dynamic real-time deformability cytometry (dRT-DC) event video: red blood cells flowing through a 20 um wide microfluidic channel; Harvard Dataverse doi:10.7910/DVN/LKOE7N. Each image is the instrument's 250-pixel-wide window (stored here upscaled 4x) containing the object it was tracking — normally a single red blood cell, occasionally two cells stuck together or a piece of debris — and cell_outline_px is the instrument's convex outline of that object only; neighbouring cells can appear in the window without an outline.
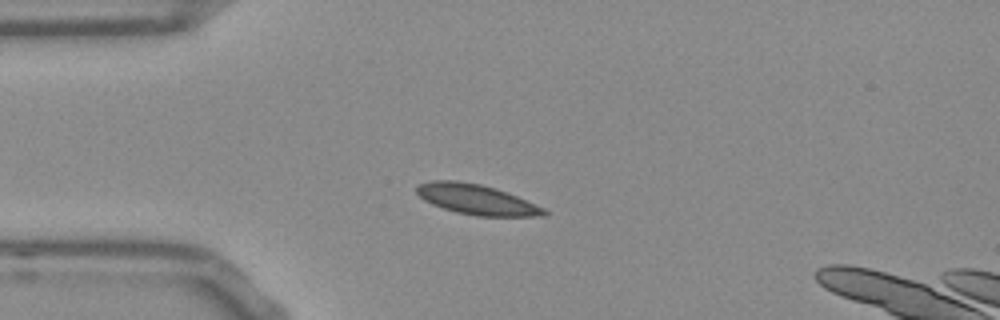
{"species": "Egyptian fruit bat (a non-hibernating species)", "species_latin": "Rousettus aegyptiacus", "temperature_condition": "room temperature", "stored_images_in_passage": 43, "camera_frame_rate_fps": 3000, "um_per_image_px": 0.085, "frame": {"image": 1, "passage_image": 1, "time_ms": 0.0, "image_size_px": [1000, 320], "cell_outline_px": [[548, 216], [476, 216], [456, 212], [432, 204], [424, 200], [416, 192], [416, 188], [420, 184], [432, 180], [456, 180], [480, 184], [516, 196], [544, 208], [548, 212]], "centroid_in_image_um": [40.49, 16.96], "position_along_channel_um": 44.5, "area_um2": 22.08}}
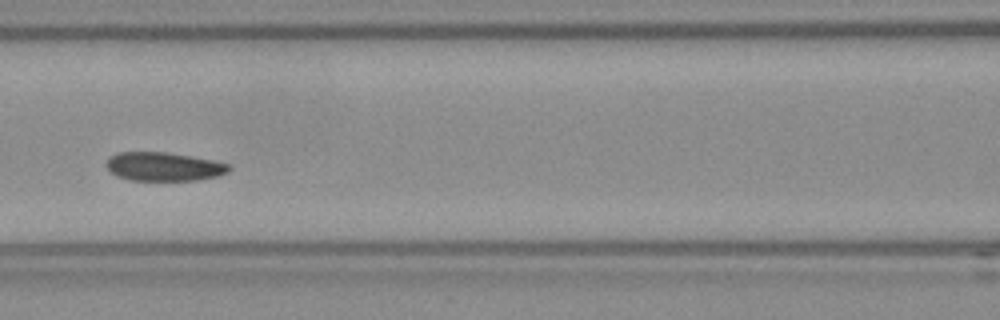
{"frame": {"image": 2, "passage_image": 11, "time_ms": 3.333, "image_size_px": [1000, 320], "cell_outline_px": [[232, 168], [228, 172], [220, 176], [196, 180], [132, 180], [116, 176], [108, 168], [108, 156], [120, 152], [164, 152], [212, 160], [232, 164]], "centroid_in_image_um": [13.97, 14.16], "position_along_channel_um": 152.6, "area_um2": 20.4}}
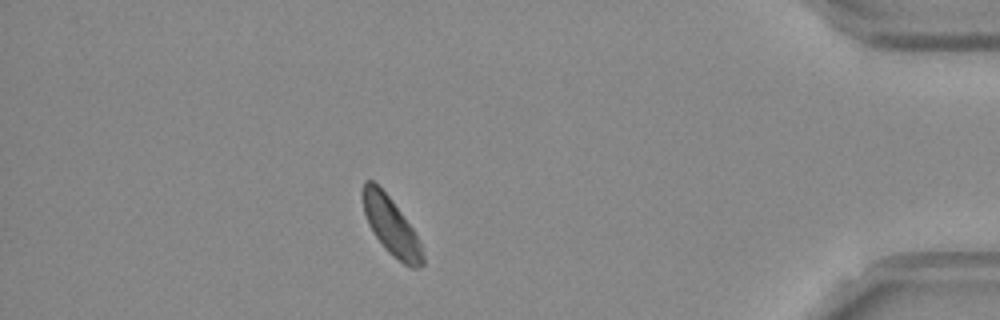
{"frame": {"image": 3, "passage_image": 35, "time_ms": 11.333, "image_size_px": [1000, 320], "cell_outline_px": [[424, 264], [420, 268], [412, 268], [404, 264], [388, 252], [384, 248], [372, 232], [368, 224], [364, 212], [364, 180], [372, 180], [388, 196], [412, 228], [420, 240], [424, 256]], "centroid_in_image_um": [33.28, 19.29], "position_along_channel_um": 401.9, "area_um2": 19.71}, "authors_computed_cell_mechanics": {"area_um2": 20.9814, "velocity_mm_per_s": 3.7182, "shape_relaxation_time_tau1_ms": 2.8742, "shape_relaxation_time_tau2_ms": 7.7764, "deformation_change_tau1": 0.057, "deformation_change_tau2": 0.0851}}